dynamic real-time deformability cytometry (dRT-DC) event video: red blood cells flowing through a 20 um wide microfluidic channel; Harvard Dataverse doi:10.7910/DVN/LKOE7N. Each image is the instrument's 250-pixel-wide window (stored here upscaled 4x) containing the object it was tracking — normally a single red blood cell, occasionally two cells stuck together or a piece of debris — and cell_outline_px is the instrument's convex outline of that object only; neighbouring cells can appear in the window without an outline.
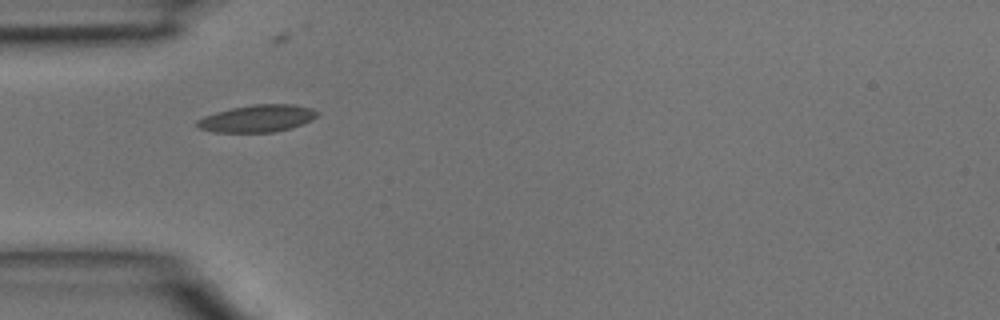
{"species": "common noctule bat (a hibernating species)", "species_latin": "Nyctalus noctula", "temperature_condition": "room temperature", "stored_images_in_passage": 4, "camera_frame_rate_fps": 3000, "um_per_image_px": 0.085, "animal": {"sex": "male", "body_mass_g": 15.6}, "frame": {"image": 1, "passage_image": 3, "time_ms": 0.667, "image_size_px": [1000, 320], "cell_outline_px": [[320, 112], [312, 120], [292, 128], [272, 132], [212, 132], [200, 128], [196, 124], [196, 120], [204, 116], [216, 112], [232, 108], [252, 104], [292, 104], [312, 108]], "centroid_in_image_um": [21.89, 10.06], "position_along_channel_um": 63.1, "area_um2": 19.07}}